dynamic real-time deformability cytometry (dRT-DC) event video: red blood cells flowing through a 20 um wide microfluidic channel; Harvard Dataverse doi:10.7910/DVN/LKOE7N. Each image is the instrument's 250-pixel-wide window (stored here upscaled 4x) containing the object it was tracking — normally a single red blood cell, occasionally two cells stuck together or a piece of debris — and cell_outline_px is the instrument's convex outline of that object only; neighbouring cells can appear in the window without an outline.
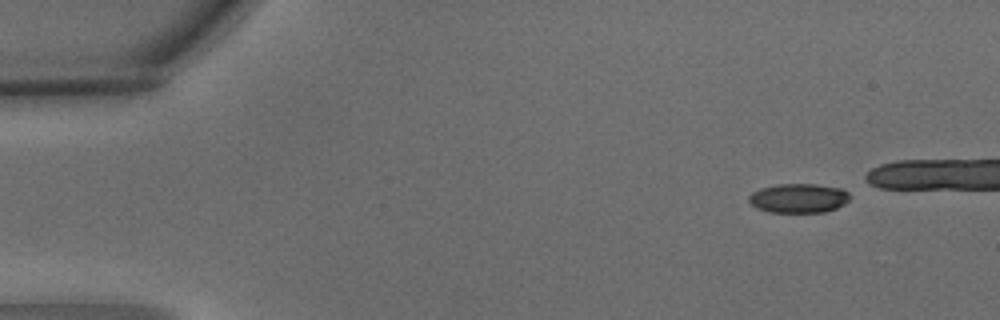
{"species": "common noctule bat (a hibernating species)", "species_latin": "Nyctalus noctula", "temperature_condition": "warm", "stored_images_in_passage": 5, "camera_frame_rate_fps": 3000, "um_per_image_px": 0.085, "animal": {"sex": "male", "body_mass_g": 15.6}, "frame": {"image": 1, "passage_image": 1, "time_ms": 0.0, "image_size_px": [1000, 320], "cell_outline_px": [[848, 200], [844, 204], [836, 208], [824, 212], [768, 212], [756, 208], [748, 200], [748, 196], [752, 192], [760, 188], [776, 184], [816, 184], [844, 188], [848, 192]], "centroid_in_image_um": [67.86, 16.84], "position_along_channel_um": 17.1, "area_um2": 17.34}}